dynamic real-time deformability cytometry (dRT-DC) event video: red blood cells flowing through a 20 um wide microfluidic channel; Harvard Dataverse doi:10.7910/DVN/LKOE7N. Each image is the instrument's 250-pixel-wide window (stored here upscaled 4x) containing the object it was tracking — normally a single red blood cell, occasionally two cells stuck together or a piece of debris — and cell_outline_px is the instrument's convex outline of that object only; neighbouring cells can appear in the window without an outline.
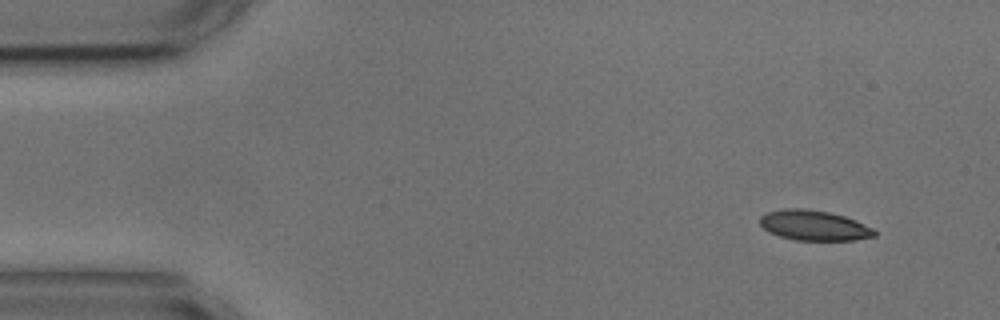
{"species": "common noctule bat (a hibernating species)", "species_latin": "Nyctalus noctula", "temperature_condition": "cold", "stored_images_in_passage": 51, "camera_frame_rate_fps": 3000, "um_per_image_px": 0.085, "animal": {"sex": "male", "body_mass_g": 17.9, "forearm_length_mm": 54.2}, "frame": {"image": 1, "passage_image": 1, "time_ms": 0.0, "image_size_px": [1000, 320], "cell_outline_px": [[876, 236], [856, 240], [796, 240], [780, 236], [768, 232], [760, 224], [760, 216], [768, 212], [784, 208], [808, 208], [828, 212], [844, 216], [872, 228], [876, 232]], "centroid_in_image_um": [69.17, 19.16], "position_along_channel_um": 15.8, "area_um2": 20.06}}
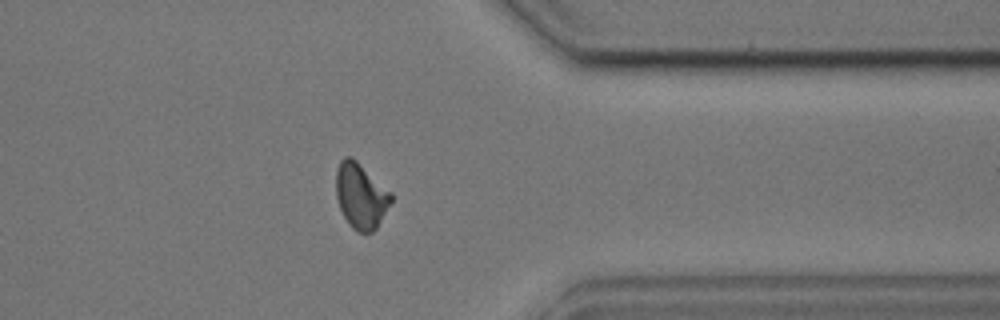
{"frame": {"image": 2, "passage_image": 40, "time_ms": 13.0, "image_size_px": [1000, 320], "cell_outline_px": [[392, 200], [376, 228], [372, 232], [356, 232], [348, 224], [340, 208], [336, 196], [336, 172], [340, 160], [344, 156], [352, 156], [392, 192]], "centroid_in_image_um": [30.66, 16.62], "position_along_channel_um": 380.7, "area_um2": 21.04}}
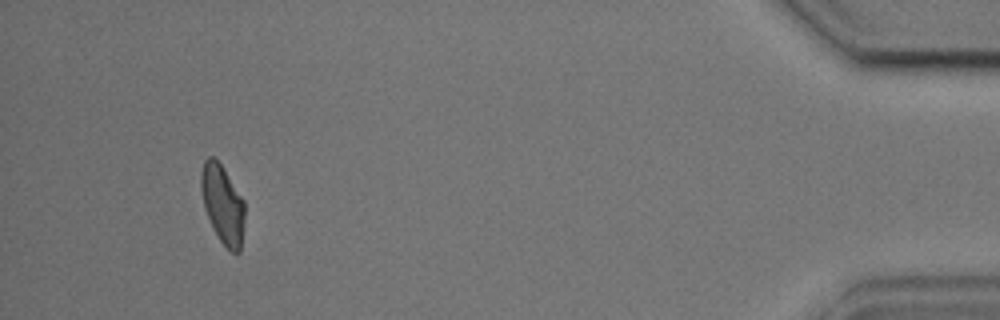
{"frame": {"image": 3, "passage_image": 48, "time_ms": 15.667, "image_size_px": [1000, 320], "cell_outline_px": [[244, 220], [240, 252], [232, 252], [220, 240], [212, 228], [204, 208], [200, 188], [200, 172], [204, 160], [208, 156], [212, 156], [220, 164], [244, 200]], "centroid_in_image_um": [18.9, 17.35], "position_along_channel_um": 416.3, "area_um2": 19.88}, "authors_computed_cell_mechanics": {"area_um2": 20.8658, "velocity_mm_per_s": 3.5979, "shape_relaxation_time_tau1_ms": 6.8098, "shape_relaxation_time_tau2_ms": 2.7658, "deformation_change_tau1": 0.1521, "deformation_change_tau2": 0.0814}}